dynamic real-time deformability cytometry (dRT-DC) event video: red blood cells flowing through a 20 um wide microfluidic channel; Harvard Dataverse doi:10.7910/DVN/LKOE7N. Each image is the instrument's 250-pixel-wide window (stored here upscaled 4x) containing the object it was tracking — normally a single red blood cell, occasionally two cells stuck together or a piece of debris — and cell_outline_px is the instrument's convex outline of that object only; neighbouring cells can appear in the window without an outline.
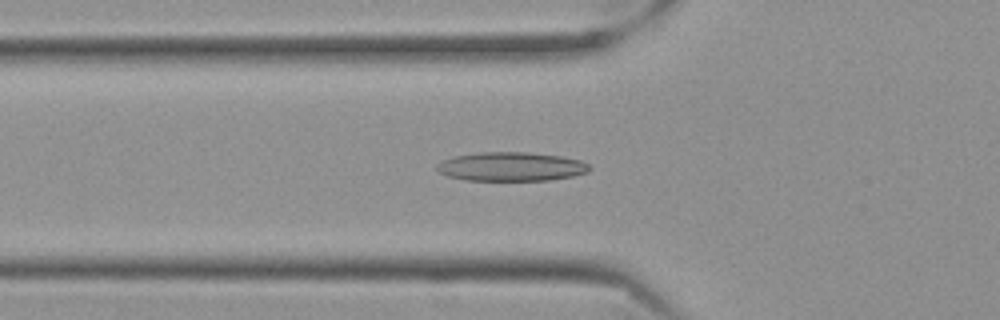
{"species": "Egyptian fruit bat (a non-hibernating species)", "species_latin": "Rousettus aegyptiacus", "temperature_condition": "cold", "stored_images_in_passage": 41, "camera_frame_rate_fps": 3000, "um_per_image_px": 0.085, "frame": {"image": 1, "passage_image": 9, "time_ms": 2.667, "image_size_px": [1000, 320], "cell_outline_px": [[592, 168], [588, 172], [572, 176], [548, 180], [464, 180], [448, 176], [440, 172], [436, 168], [436, 164], [444, 160], [456, 156], [480, 152], [528, 152], [560, 156], [580, 160], [588, 164]], "centroid_in_image_um": [43.46, 14.16], "position_along_channel_um": 82.3, "area_um2": 25.61}}
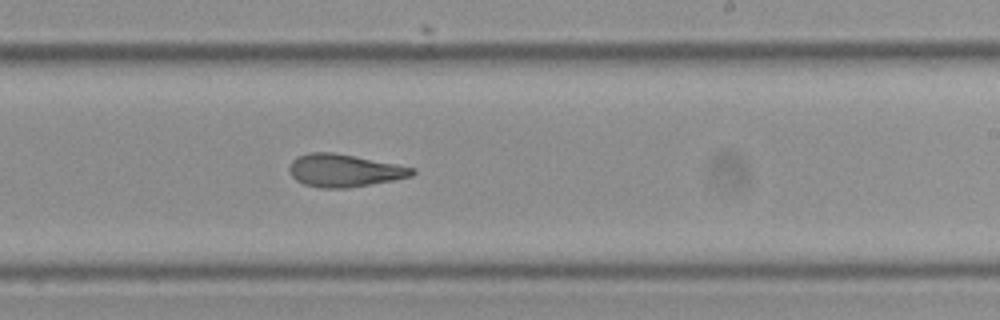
{"frame": {"image": 2, "passage_image": 24, "time_ms": 7.667, "image_size_px": [1000, 320], "cell_outline_px": [[416, 172], [412, 176], [392, 180], [344, 188], [320, 188], [304, 184], [296, 180], [288, 172], [288, 168], [292, 160], [296, 156], [308, 152], [332, 152], [416, 168]], "centroid_in_image_um": [29.2, 14.48], "position_along_channel_um": 259.8, "area_um2": 23.24}}
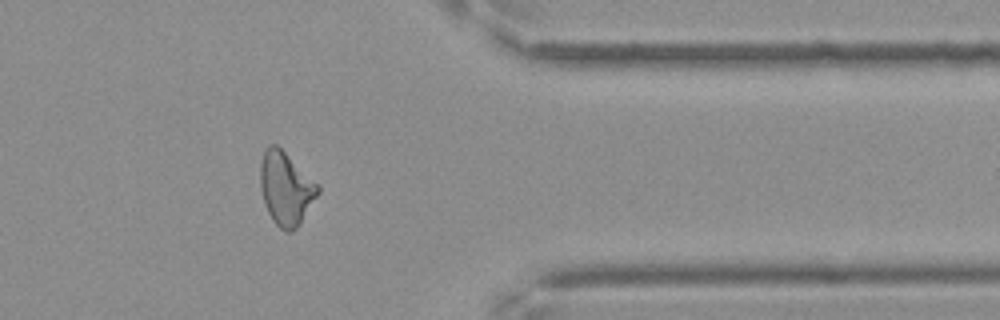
{"frame": {"image": 3, "passage_image": 36, "time_ms": 11.667, "image_size_px": [1000, 320], "cell_outline_px": [[320, 192], [300, 224], [292, 232], [284, 232], [272, 220], [268, 212], [260, 188], [260, 164], [264, 152], [268, 144], [276, 144], [320, 184]], "centroid_in_image_um": [24.32, 16.02], "position_along_channel_um": 387.1, "area_um2": 24.74}}